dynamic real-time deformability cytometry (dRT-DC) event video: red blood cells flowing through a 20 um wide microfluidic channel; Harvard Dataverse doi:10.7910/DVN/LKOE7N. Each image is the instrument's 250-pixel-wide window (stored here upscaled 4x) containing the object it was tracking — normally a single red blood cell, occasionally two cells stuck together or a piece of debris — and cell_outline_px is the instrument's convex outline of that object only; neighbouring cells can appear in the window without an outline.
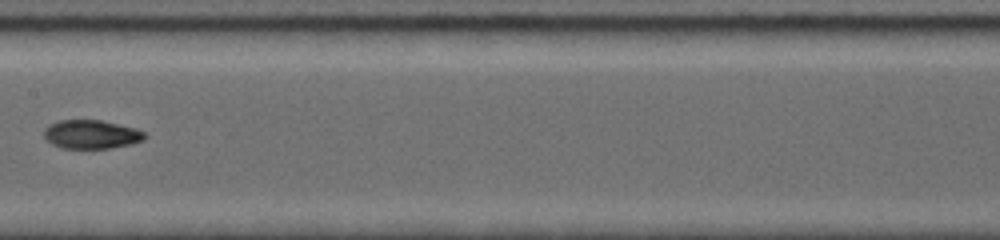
{"species": "common noctule bat (a hibernating species)", "species_latin": "Nyctalus noctula", "temperature_condition": "room temperature", "stored_images_in_passage": 15, "camera_frame_rate_fps": 5000, "um_per_image_px": 0.085, "animal": {"sex": "female", "body_mass_g": 19.0, "forearm_length_mm": 56.7}, "frame": {"image": 1, "passage_image": 7, "time_ms": 3.8, "image_size_px": [1000, 240], "cell_outline_px": [[148, 136], [144, 140], [132, 144], [112, 148], [60, 148], [52, 144], [44, 136], [44, 128], [48, 124], [60, 120], [100, 120], [136, 128], [144, 132]], "centroid_in_image_um": [7.78, 11.42], "position_along_channel_um": 199.6, "area_um2": 16.99}}
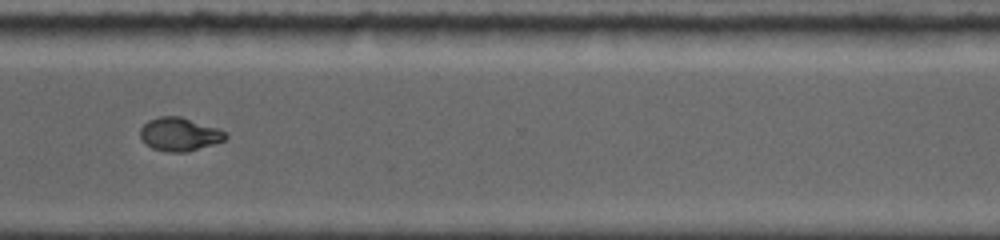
{"frame": {"image": 2, "passage_image": 11, "time_ms": 7.8, "image_size_px": [1000, 240], "cell_outline_px": [[228, 136], [224, 140], [188, 152], [168, 152], [152, 148], [144, 144], [140, 136], [140, 128], [148, 120], [160, 116], [180, 116], [220, 128]], "centroid_in_image_um": [15.24, 11.41], "position_along_channel_um": 355.4, "area_um2": 16.7}}
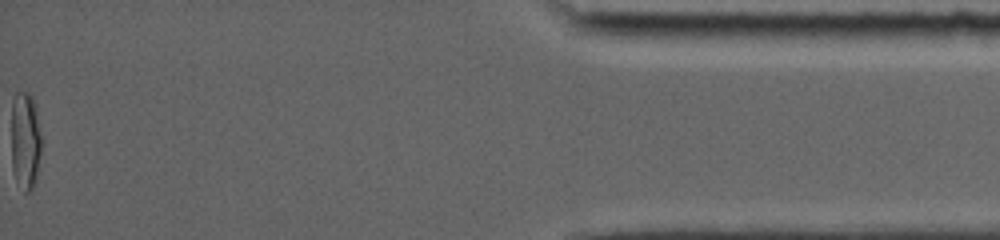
{"frame": {"image": 3, "passage_image": 15, "time_ms": 11.8, "image_size_px": [1000, 240], "cell_outline_px": [[40, 152], [36, 176], [32, 188], [28, 192], [24, 192], [12, 168], [12, 100], [16, 92], [28, 92], [32, 96], [36, 108], [40, 136]], "centroid_in_image_um": [2.14, 11.88], "position_along_channel_um": 433.1, "area_um2": 16.7}, "authors_computed_cell_mechanics": {"area_um2": 16.9354, "velocity_mm_per_s": 3.9003, "shape_relaxation_time_tau1_ms": null, "shape_relaxation_time_tau2_ms": 1.7579, "deformation_change_tau1": null, "deformation_change_tau2": 0.049}}